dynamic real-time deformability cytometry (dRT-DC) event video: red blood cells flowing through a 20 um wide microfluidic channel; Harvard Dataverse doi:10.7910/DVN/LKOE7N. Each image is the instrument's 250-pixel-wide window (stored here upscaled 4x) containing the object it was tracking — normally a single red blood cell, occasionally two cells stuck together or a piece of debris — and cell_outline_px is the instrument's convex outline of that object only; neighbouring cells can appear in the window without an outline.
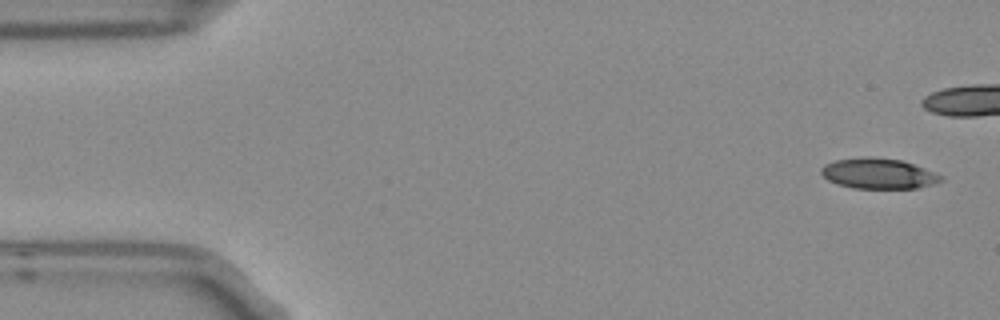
{"species": "Egyptian fruit bat (a non-hibernating species)", "species_latin": "Rousettus aegyptiacus", "temperature_condition": "room temperature", "stored_images_in_passage": 6, "camera_frame_rate_fps": 3000, "um_per_image_px": 0.085, "frame": {"image": 1, "passage_image": 1, "time_ms": 0.0, "image_size_px": [1000, 320], "cell_outline_px": [[944, 180], [932, 184], [916, 188], [852, 188], [836, 184], [828, 180], [820, 172], [820, 168], [824, 164], [836, 160], [864, 156], [872, 156], [900, 160], [936, 172], [944, 176]], "centroid_in_image_um": [74.65, 14.74], "position_along_channel_um": 10.3, "area_um2": 21.39}}